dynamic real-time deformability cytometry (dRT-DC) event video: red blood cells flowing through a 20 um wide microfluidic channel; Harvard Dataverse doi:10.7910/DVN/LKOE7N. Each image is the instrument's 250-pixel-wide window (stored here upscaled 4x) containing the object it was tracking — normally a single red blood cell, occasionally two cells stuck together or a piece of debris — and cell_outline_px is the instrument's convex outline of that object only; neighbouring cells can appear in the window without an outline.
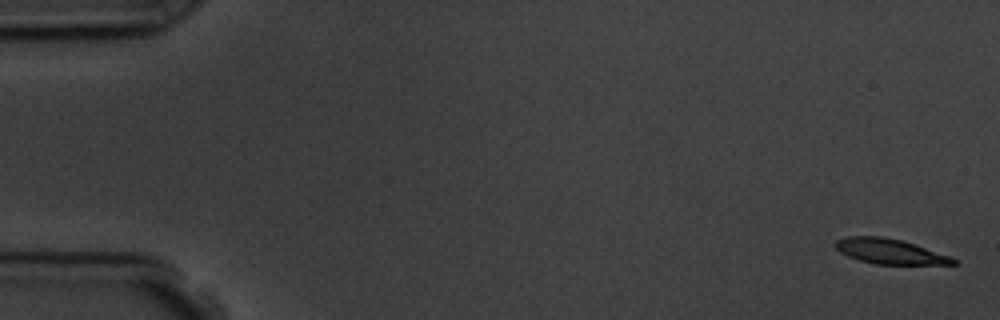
{"species": "common noctule bat (a hibernating species)", "species_latin": "Nyctalus noctula", "temperature_condition": "room temperature", "stored_images_in_passage": 4, "camera_frame_rate_fps": 3000, "um_per_image_px": 0.085, "animal": {"sex": "male", "body_mass_g": 19.5, "forearm_length_mm": 54.6}, "frame": {"image": 1, "passage_image": 1, "time_ms": 0.0, "image_size_px": [1000, 320], "cell_outline_px": [[956, 264], [876, 264], [860, 260], [848, 256], [840, 252], [836, 248], [836, 240], [848, 236], [880, 236], [900, 240], [916, 244], [952, 256], [956, 260]], "centroid_in_image_um": [75.66, 21.36], "position_along_channel_um": 9.3, "area_um2": 17.11}}